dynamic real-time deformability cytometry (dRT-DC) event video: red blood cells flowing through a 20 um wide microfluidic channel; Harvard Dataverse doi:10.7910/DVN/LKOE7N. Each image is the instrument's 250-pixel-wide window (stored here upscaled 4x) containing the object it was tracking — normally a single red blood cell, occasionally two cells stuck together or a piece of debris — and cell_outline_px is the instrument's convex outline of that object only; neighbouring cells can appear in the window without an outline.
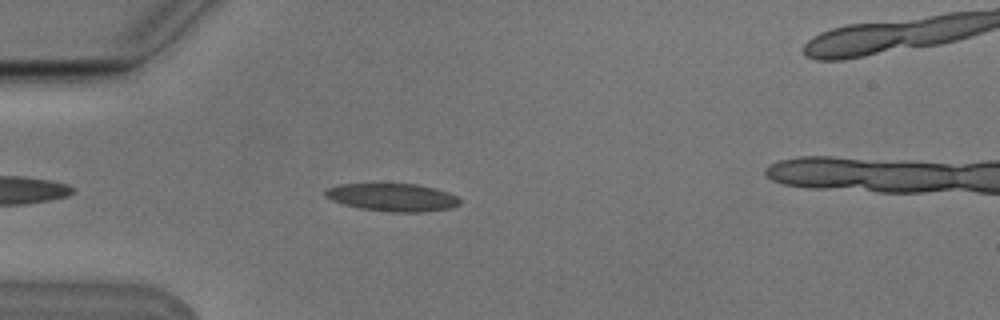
{"species": "Egyptian fruit bat (a non-hibernating species)", "species_latin": "Rousettus aegyptiacus", "temperature_condition": "cold", "stored_images_in_passage": 42, "camera_frame_rate_fps": 3000, "um_per_image_px": 0.085, "animal": {"sex": "male"}, "frame": {"image": 1, "passage_image": 5, "time_ms": 1.333, "image_size_px": [1000, 320], "cell_outline_px": [[460, 204], [452, 208], [424, 212], [392, 212], [360, 208], [344, 204], [332, 200], [324, 196], [324, 192], [328, 188], [340, 184], [416, 184], [436, 188], [448, 192], [456, 196], [460, 200]], "centroid_in_image_um": [33.39, 16.77], "position_along_channel_um": 51.6, "area_um2": 21.79}}
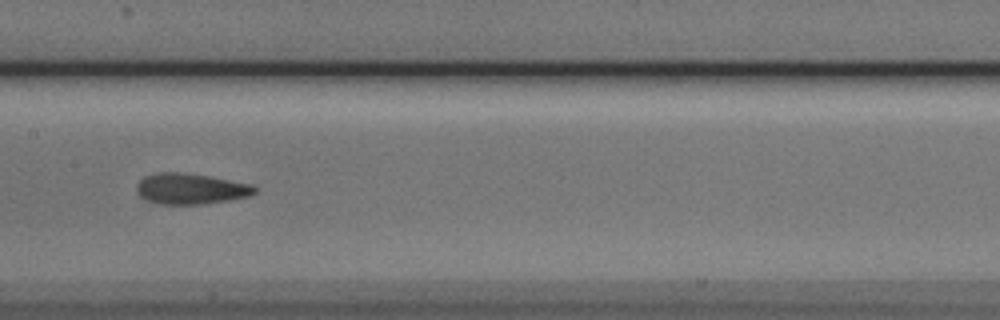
{"frame": {"image": 2, "passage_image": 17, "time_ms": 5.333, "image_size_px": [1000, 320], "cell_outline_px": [[256, 192], [252, 196], [228, 200], [200, 204], [160, 204], [148, 200], [140, 196], [136, 192], [136, 184], [144, 176], [156, 172], [184, 172], [208, 176], [252, 184], [256, 188]], "centroid_in_image_um": [16.19, 16.03], "position_along_channel_um": 191.2, "area_um2": 21.27}}
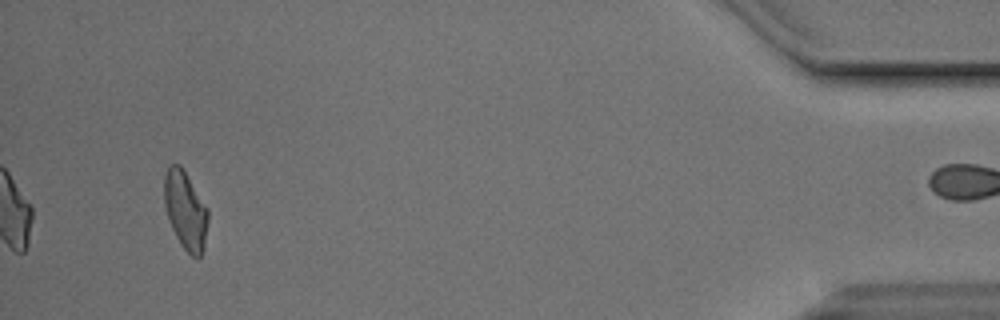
{"frame": {"image": 3, "passage_image": 41, "time_ms": 13.333, "image_size_px": [1000, 320], "cell_outline_px": [[208, 220], [204, 248], [200, 256], [196, 260], [180, 244], [172, 228], [164, 204], [164, 176], [168, 168], [172, 164], [180, 164], [208, 208]], "centroid_in_image_um": [15.77, 17.89], "position_along_channel_um": 419.4, "area_um2": 19.88}, "authors_computed_cell_mechanics": {"area_um2": 20.8947, "velocity_mm_per_s": 3.778, "shape_relaxation_time_tau1_ms": null, "shape_relaxation_time_tau2_ms": 2.0292, "deformation_change_tau1": null, "deformation_change_tau2": 0.0928}}